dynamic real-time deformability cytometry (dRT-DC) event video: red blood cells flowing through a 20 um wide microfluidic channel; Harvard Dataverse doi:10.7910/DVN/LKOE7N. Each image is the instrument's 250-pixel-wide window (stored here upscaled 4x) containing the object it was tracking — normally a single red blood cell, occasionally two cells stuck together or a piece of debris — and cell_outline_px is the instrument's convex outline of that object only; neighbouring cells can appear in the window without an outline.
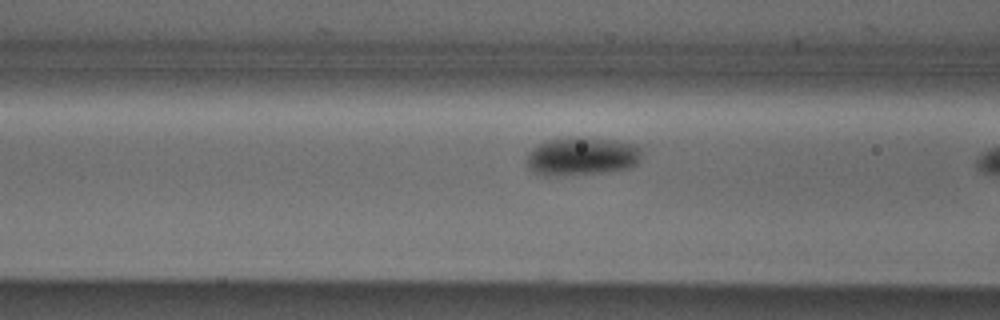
{"species": "Egyptian fruit bat (a non-hibernating species)", "species_latin": "Rousettus aegyptiacus", "temperature_condition": "cold", "stored_images_in_passage": 7, "camera_frame_rate_fps": 3000, "um_per_image_px": 0.085, "animal": {"sex": "male"}, "frame": {"image": 1, "passage_image": 6, "time_ms": 1.667, "image_size_px": [1000, 320], "cell_outline_px": [[640, 160], [632, 168], [612, 172], [548, 176], [544, 176], [532, 172], [528, 168], [528, 152], [532, 148], [548, 140], [568, 136], [580, 136], [616, 140], [636, 144], [640, 148]], "centroid_in_image_um": [49.48, 13.28], "position_along_channel_um": 117.1, "area_um2": 26.24}}